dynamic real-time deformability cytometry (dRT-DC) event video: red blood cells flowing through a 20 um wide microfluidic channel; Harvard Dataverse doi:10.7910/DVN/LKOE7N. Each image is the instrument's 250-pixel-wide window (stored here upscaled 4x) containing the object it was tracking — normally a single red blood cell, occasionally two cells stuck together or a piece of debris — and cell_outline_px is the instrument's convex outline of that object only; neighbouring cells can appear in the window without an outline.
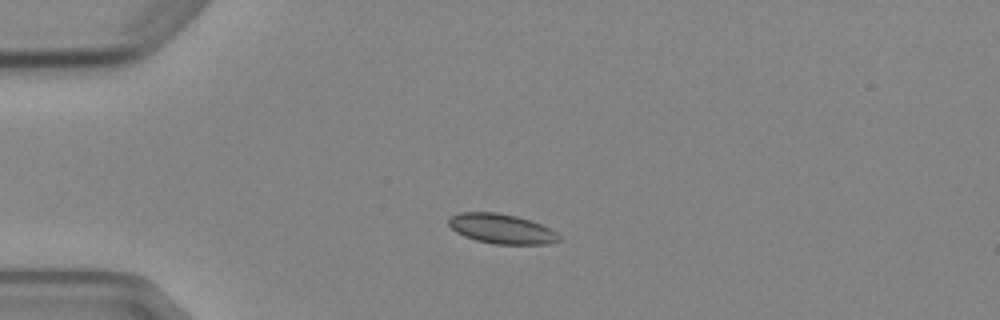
{"species": "Egyptian fruit bat (a non-hibernating species)", "species_latin": "Rousettus aegyptiacus", "temperature_condition": "cold", "stored_images_in_passage": 4, "camera_frame_rate_fps": 3000, "um_per_image_px": 0.085, "animal": {"sex": "female"}, "frame": {"image": 1, "passage_image": 4, "time_ms": 3.667, "image_size_px": [1000, 320], "cell_outline_px": [[560, 240], [548, 244], [496, 244], [476, 240], [464, 236], [456, 232], [448, 224], [448, 220], [452, 216], [460, 212], [496, 212], [516, 216], [540, 224], [556, 232], [560, 236]], "centroid_in_image_um": [42.61, 19.45], "position_along_channel_um": 42.4, "area_um2": 18.96}}